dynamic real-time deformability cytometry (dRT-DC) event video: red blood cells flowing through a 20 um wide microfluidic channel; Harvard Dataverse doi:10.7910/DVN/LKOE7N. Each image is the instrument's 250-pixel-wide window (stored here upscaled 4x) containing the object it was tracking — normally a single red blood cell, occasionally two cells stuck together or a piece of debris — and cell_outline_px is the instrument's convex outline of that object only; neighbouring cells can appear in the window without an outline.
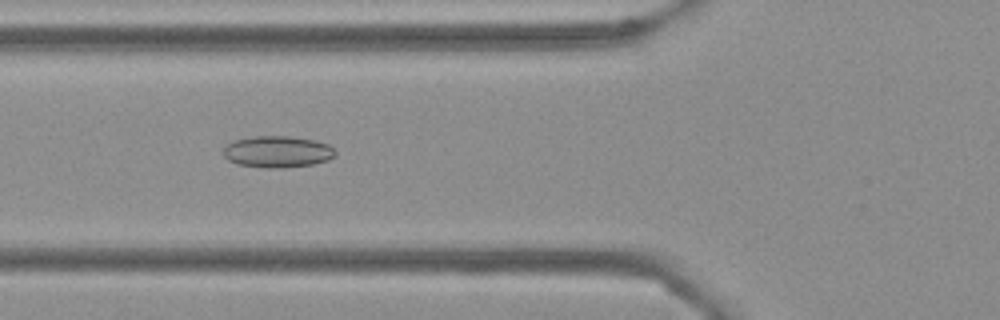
{"species": "Egyptian fruit bat (a non-hibernating species)", "species_latin": "Rousettus aegyptiacus", "temperature_condition": "cold", "stored_images_in_passage": 55, "camera_frame_rate_fps": 3000, "um_per_image_px": 0.085, "frame": {"image": 1, "passage_image": 20, "time_ms": 6.333, "image_size_px": [1000, 320], "cell_outline_px": [[336, 156], [328, 160], [312, 164], [280, 168], [264, 168], [236, 164], [228, 160], [224, 156], [224, 148], [232, 140], [256, 136], [288, 136], [316, 140], [328, 144], [336, 152]], "centroid_in_image_um": [23.58, 12.9], "position_along_channel_um": 102.2, "area_um2": 20.69}}
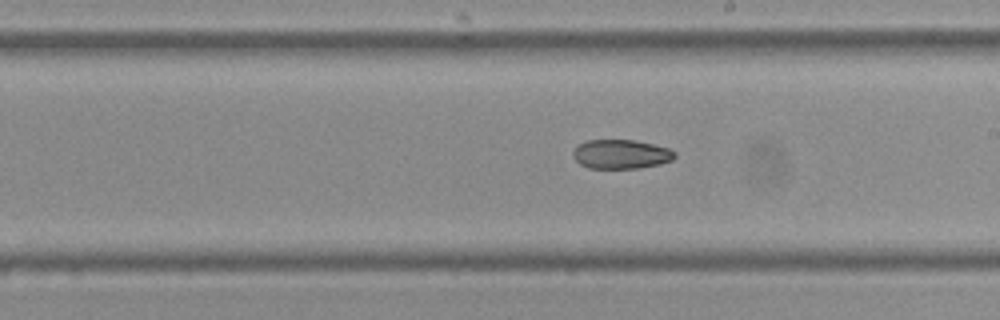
{"frame": {"image": 2, "passage_image": 31, "time_ms": 10.0, "image_size_px": [1000, 320], "cell_outline_px": [[676, 156], [672, 160], [660, 164], [640, 168], [588, 168], [580, 164], [572, 156], [572, 152], [580, 144], [588, 140], [636, 140], [668, 148], [676, 152]], "centroid_in_image_um": [52.8, 13.11], "position_along_channel_um": 236.2, "area_um2": 17.28}}
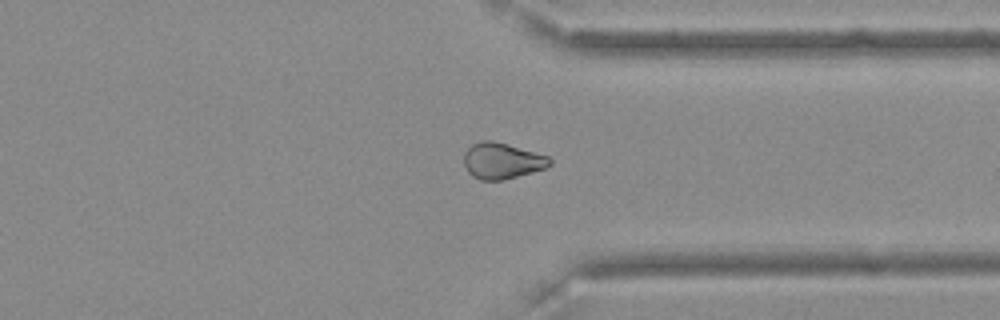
{"frame": {"image": 3, "passage_image": 42, "time_ms": 13.667, "image_size_px": [1000, 320], "cell_outline_px": [[552, 164], [544, 168], [532, 172], [504, 180], [480, 180], [472, 176], [468, 172], [464, 164], [464, 152], [472, 144], [480, 140], [492, 140], [508, 144], [548, 156], [552, 160]], "centroid_in_image_um": [42.65, 13.66], "position_along_channel_um": 368.8, "area_um2": 18.09}}